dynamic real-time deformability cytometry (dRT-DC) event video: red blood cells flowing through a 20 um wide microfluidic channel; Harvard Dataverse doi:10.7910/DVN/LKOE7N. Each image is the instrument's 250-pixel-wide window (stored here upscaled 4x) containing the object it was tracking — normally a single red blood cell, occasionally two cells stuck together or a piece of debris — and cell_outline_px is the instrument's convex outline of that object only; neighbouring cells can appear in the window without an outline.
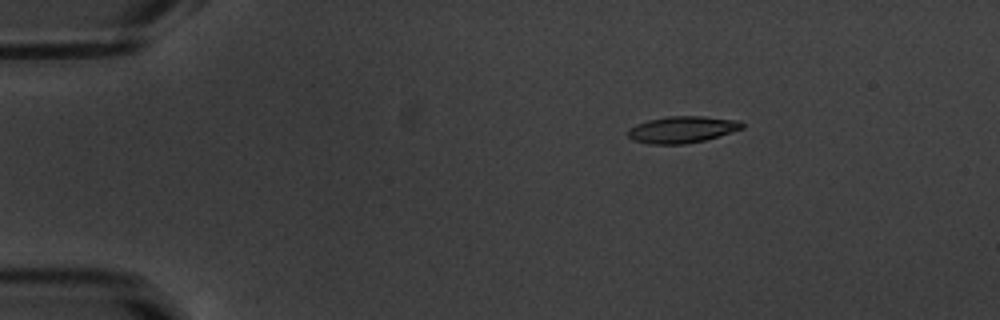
{"species": "common noctule bat (a hibernating species)", "species_latin": "Nyctalus noctula", "temperature_condition": "warm", "stored_images_in_passage": 45, "camera_frame_rate_fps": 3000, "um_per_image_px": 0.085, "animal": {"sex": "male", "body_mass_g": 20.1, "forearm_length_mm": 53.5}, "frame": {"image": 1, "passage_image": 1, "time_ms": 0.0, "image_size_px": [1000, 320], "cell_outline_px": [[744, 128], [704, 140], [684, 144], [648, 144], [632, 140], [628, 136], [628, 128], [636, 124], [648, 120], [668, 116], [704, 116], [740, 120], [744, 124]], "centroid_in_image_um": [57.97, 11.0], "position_along_channel_um": 27.0, "area_um2": 17.8}}
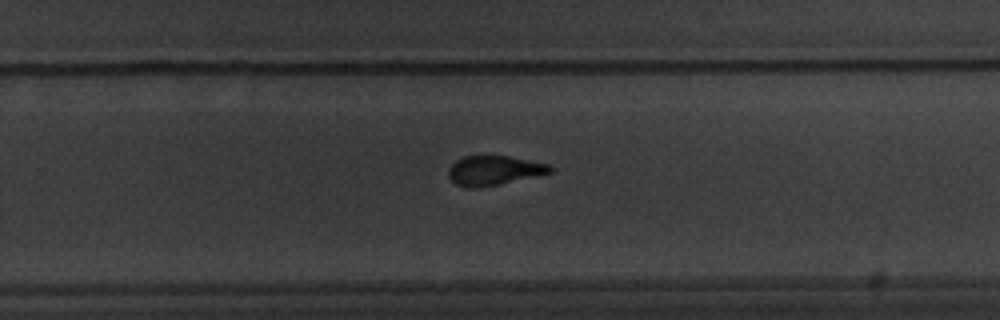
{"frame": {"image": 2, "passage_image": 27, "time_ms": 8.667, "image_size_px": [1000, 320], "cell_outline_px": [[552, 172], [480, 188], [468, 188], [456, 184], [448, 176], [448, 168], [456, 160], [464, 156], [508, 156], [548, 164], [552, 168]], "centroid_in_image_um": [41.94, 14.49], "position_along_channel_um": 287.9, "area_um2": 17.22}}
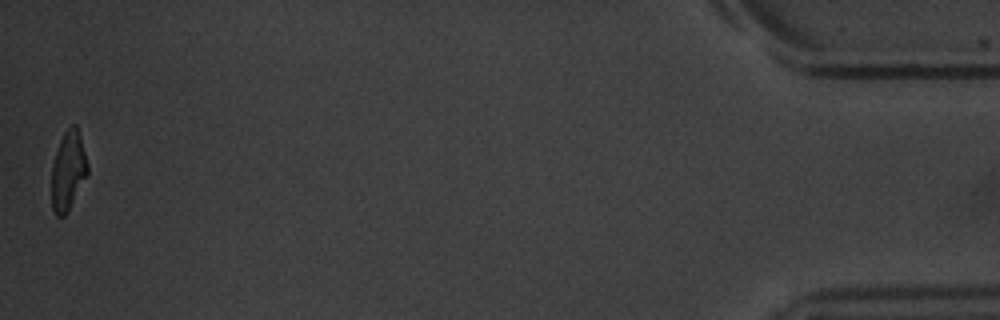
{"frame": {"image": 3, "passage_image": 45, "time_ms": 14.667, "image_size_px": [1000, 320], "cell_outline_px": [[88, 172], [68, 212], [64, 216], [56, 216], [52, 208], [52, 164], [60, 140], [64, 132], [72, 124], [76, 124], [80, 136], [88, 164]], "centroid_in_image_um": [5.79, 14.52], "position_along_channel_um": 429.4, "area_um2": 16.42}, "authors_computed_cell_mechanics": {"area_um2": 18.0336, "velocity_mm_per_s": 3.8273, "shape_relaxation_time_tau1_ms": 4.2762, "shape_relaxation_time_tau2_ms": 1.5589, "deformation_change_tau1": 0.1972, "deformation_change_tau2": 0.0972}}